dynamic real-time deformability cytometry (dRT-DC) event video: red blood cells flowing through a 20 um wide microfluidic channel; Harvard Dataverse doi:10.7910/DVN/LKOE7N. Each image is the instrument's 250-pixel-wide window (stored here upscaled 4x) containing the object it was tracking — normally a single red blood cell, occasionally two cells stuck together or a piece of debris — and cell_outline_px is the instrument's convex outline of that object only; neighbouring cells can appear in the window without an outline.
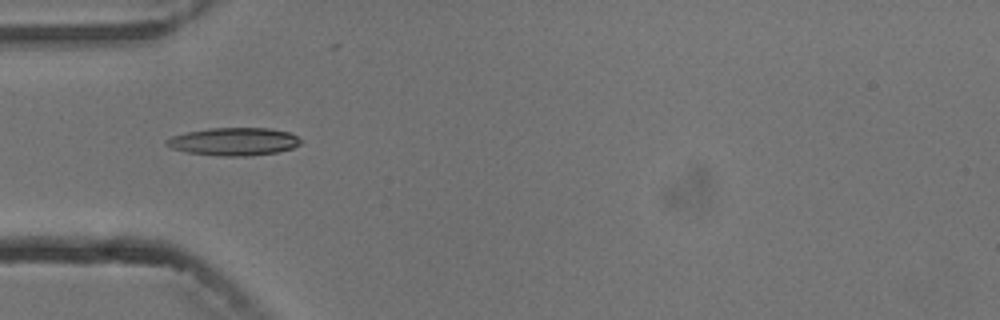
{"species": "common noctule bat (a hibernating species)", "species_latin": "Nyctalus noctula", "temperature_condition": "cold", "stored_images_in_passage": 14, "camera_frame_rate_fps": 3000, "um_per_image_px": 0.085, "animal": {"sex": "male", "body_mass_g": 13.3}, "frame": {"image": 1, "passage_image": 4, "time_ms": 4.333, "image_size_px": [1000, 320], "cell_outline_px": [[304, 140], [300, 144], [292, 148], [276, 152], [248, 156], [216, 156], [188, 152], [172, 148], [164, 144], [164, 140], [172, 136], [188, 132], [212, 128], [268, 128], [288, 132]], "centroid_in_image_um": [19.88, 12.04], "position_along_channel_um": 65.1, "area_um2": 21.73}}
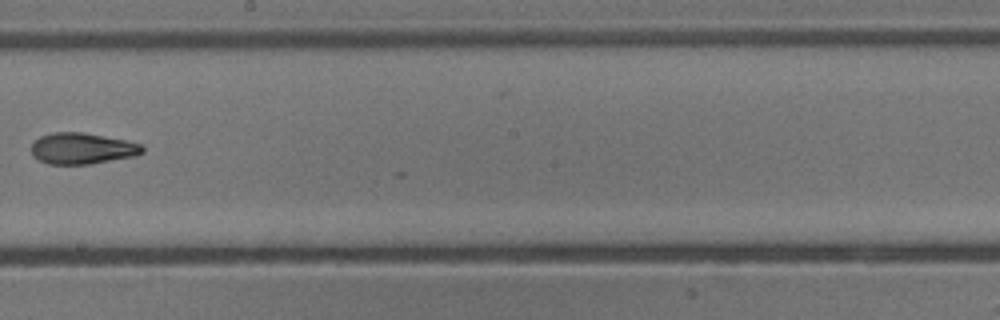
{"frame": {"image": 2, "passage_image": 8, "time_ms": 9.0, "image_size_px": [1000, 320], "cell_outline_px": [[144, 152], [136, 156], [88, 164], [48, 164], [32, 156], [32, 144], [40, 136], [52, 132], [84, 132], [124, 140], [140, 144], [144, 148]], "centroid_in_image_um": [6.98, 12.62], "position_along_channel_um": 241.2, "area_um2": 20.11}}
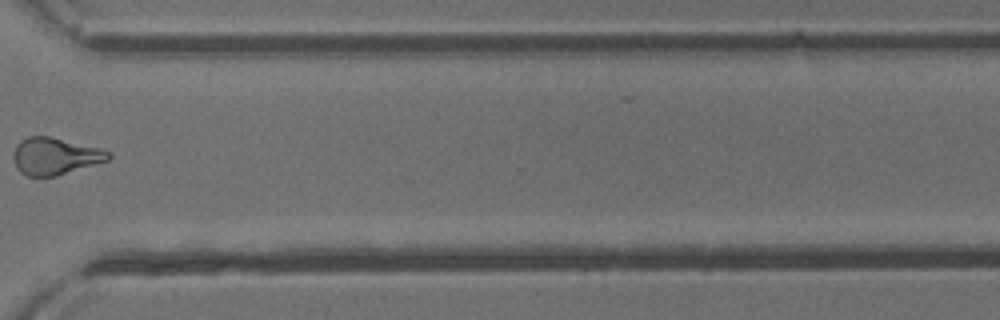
{"frame": {"image": 3, "passage_image": 11, "time_ms": 12.333, "image_size_px": [1000, 320], "cell_outline_px": [[112, 156], [108, 160], [56, 176], [28, 176], [20, 172], [16, 168], [12, 156], [16, 144], [20, 140], [28, 136], [48, 136], [100, 148], [108, 152]], "centroid_in_image_um": [4.63, 13.27], "position_along_channel_um": 366.0, "area_um2": 20.4}, "authors_computed_cell_mechanics": {"area_um2": 20.0566, "velocity_mm_per_s": 3.7485, "shape_relaxation_time_tau1_ms": 4.5201, "shape_relaxation_time_tau2_ms": null, "deformation_change_tau1": 0.1608, "deformation_change_tau2": null}}